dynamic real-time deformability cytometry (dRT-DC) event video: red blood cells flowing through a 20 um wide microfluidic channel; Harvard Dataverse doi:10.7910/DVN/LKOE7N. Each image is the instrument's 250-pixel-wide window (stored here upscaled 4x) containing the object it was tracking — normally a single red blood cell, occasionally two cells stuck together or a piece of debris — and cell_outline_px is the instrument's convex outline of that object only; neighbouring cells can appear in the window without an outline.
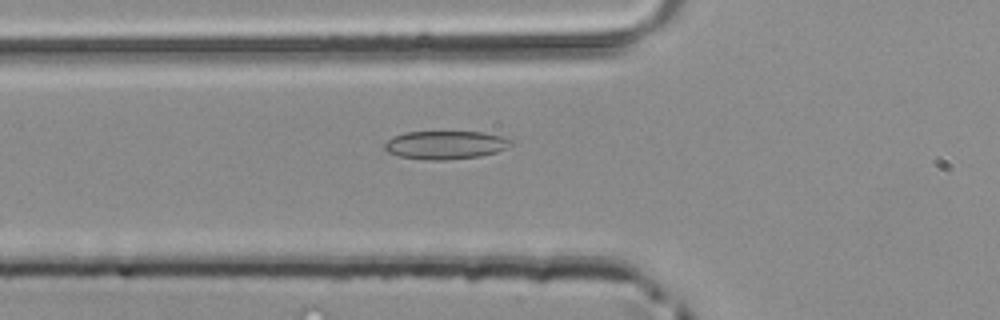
{"species": "common noctule bat (a hibernating species)", "species_latin": "Nyctalus noctula", "temperature_condition": "room temperature", "stored_images_in_passage": 40, "camera_frame_rate_fps": 3000, "um_per_image_px": 0.085, "animal": {"sex": "male", "body_mass_g": 20.4}, "frame": {"image": 1, "passage_image": 7, "time_ms": 2.0, "image_size_px": [1000, 320], "cell_outline_px": [[512, 144], [496, 152], [480, 156], [444, 160], [424, 160], [400, 156], [388, 152], [384, 148], [384, 144], [392, 136], [404, 132], [484, 132], [500, 136], [512, 140]], "centroid_in_image_um": [37.83, 12.32], "position_along_channel_um": 88.0, "area_um2": 20.75}}
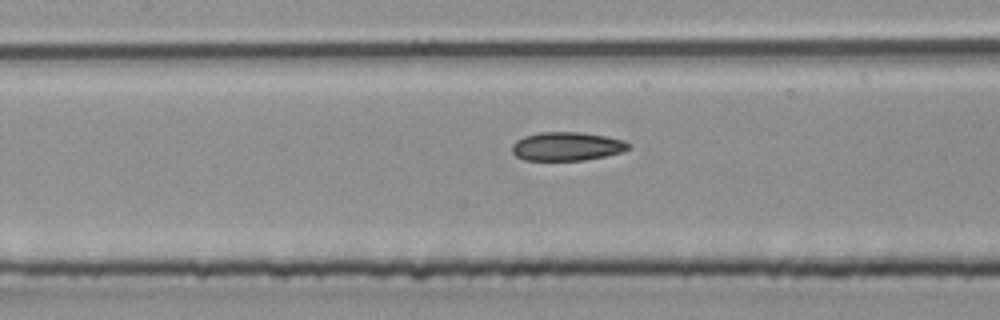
{"frame": {"image": 2, "passage_image": 12, "time_ms": 3.667, "image_size_px": [1000, 320], "cell_outline_px": [[632, 148], [624, 152], [608, 156], [584, 160], [524, 160], [516, 156], [512, 152], [512, 144], [516, 140], [524, 136], [540, 132], [580, 132], [608, 136], [624, 140], [632, 144]], "centroid_in_image_um": [48.25, 12.44], "position_along_channel_um": 159.2, "area_um2": 19.83}}